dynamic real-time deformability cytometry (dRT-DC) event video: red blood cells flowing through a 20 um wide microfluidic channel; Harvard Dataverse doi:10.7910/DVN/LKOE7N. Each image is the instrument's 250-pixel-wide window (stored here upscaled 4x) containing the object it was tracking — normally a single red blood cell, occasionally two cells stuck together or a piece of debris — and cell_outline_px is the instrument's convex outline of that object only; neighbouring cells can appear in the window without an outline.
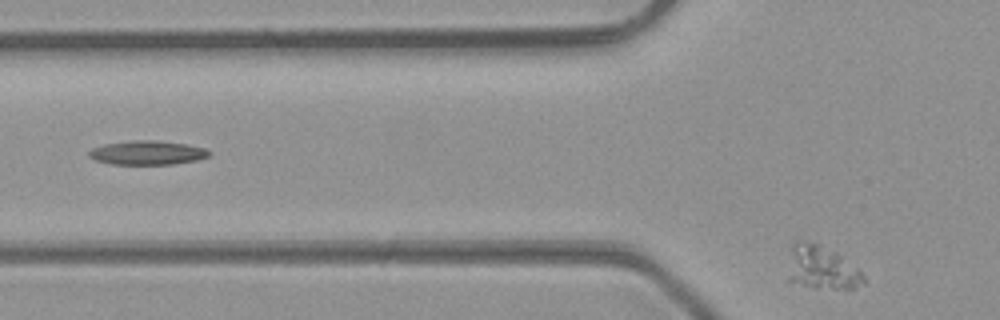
{"species": "common noctule bat (a hibernating species)", "species_latin": "Nyctalus noctula", "temperature_condition": "room temperature", "stored_images_in_passage": 13, "segment_of_instrument_passage": [2, 2], "camera_frame_rate_fps": 3000, "um_per_image_px": 0.085, "animal": {"sex": "male", "body_mass_g": 23.1, "forearm_length_mm": 52.7}, "frame": {"image": 1, "passage_image": 13, "time_ms": 4.0, "image_size_px": [1000, 320], "cell_outline_px": [[864, 284], [852, 288], [816, 288], [788, 280], [788, 276], [792, 244], [796, 240], [804, 240], [816, 244], [836, 252], [860, 268], [864, 276]], "centroid_in_image_um": [69.88, 22.74], "position_along_channel_um": 55.9, "area_um2": 19.02}}